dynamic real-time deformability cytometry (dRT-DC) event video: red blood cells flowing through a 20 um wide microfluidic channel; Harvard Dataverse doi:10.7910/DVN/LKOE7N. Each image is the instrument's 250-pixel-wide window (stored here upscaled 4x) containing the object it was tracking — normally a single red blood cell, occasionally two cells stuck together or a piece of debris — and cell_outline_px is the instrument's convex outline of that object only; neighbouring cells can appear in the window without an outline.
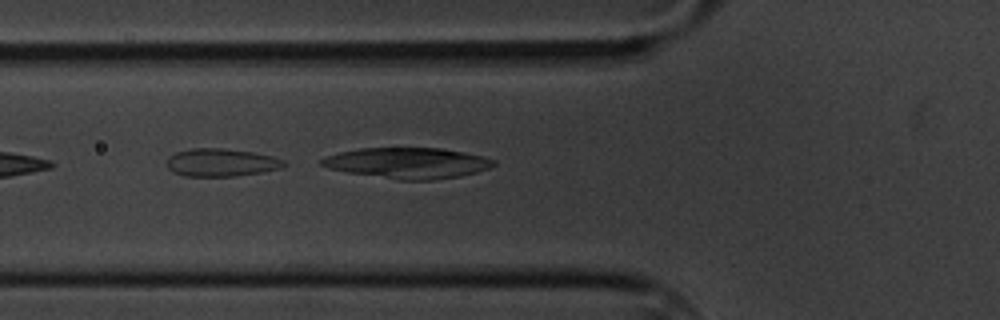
{"species": "common noctule bat (a hibernating species)", "species_latin": "Nyctalus noctula", "temperature_condition": "cold", "stored_images_in_passage": 2, "camera_frame_rate_fps": 3000, "um_per_image_px": 0.085, "animal": {"sex": "male", "body_mass_g": 20.1, "forearm_length_mm": 53.5}, "frame": {"image": 1, "passage_image": 2, "time_ms": 1.0, "image_size_px": [1000, 320], "cell_outline_px": [[496, 164], [488, 168], [476, 172], [460, 176], [432, 180], [400, 180], [348, 172], [328, 168], [320, 164], [320, 160], [324, 156], [340, 152], [360, 148], [440, 148], [484, 156], [496, 160]], "centroid_in_image_um": [34.65, 13.85], "position_along_channel_um": 91.2, "area_um2": 30.75}}